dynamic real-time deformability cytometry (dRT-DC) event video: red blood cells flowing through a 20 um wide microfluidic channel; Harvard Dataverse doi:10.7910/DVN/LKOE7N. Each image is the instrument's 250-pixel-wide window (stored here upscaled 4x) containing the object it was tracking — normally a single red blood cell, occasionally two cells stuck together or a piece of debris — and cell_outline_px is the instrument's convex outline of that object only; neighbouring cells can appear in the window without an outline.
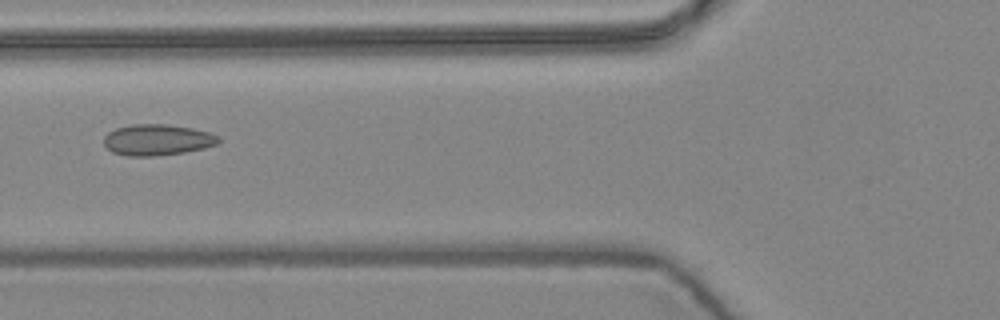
{"species": "common noctule bat (a hibernating species)", "species_latin": "Nyctalus noctula", "temperature_condition": "warm", "stored_images_in_passage": 8, "camera_frame_rate_fps": 3000, "um_per_image_px": 0.085, "animal": {"sex": "female", "body_mass_g": 24.6, "forearm_length_mm": 56.2}, "frame": {"image": 1, "passage_image": 6, "time_ms": 1.667, "image_size_px": [1000, 320], "cell_outline_px": [[220, 140], [216, 144], [204, 148], [184, 152], [152, 156], [128, 156], [112, 152], [104, 144], [104, 136], [108, 132], [116, 128], [132, 124], [168, 124], [192, 128], [208, 132], [220, 136]], "centroid_in_image_um": [13.36, 11.88], "position_along_channel_um": 112.4, "area_um2": 20.75}}
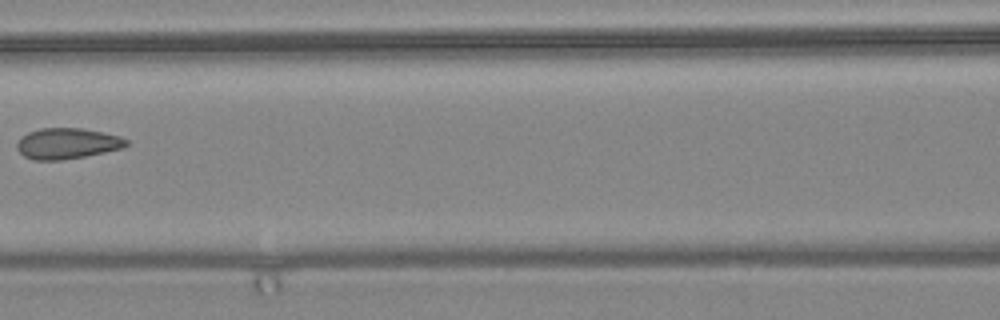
{"frame": {"image": 2, "passage_image": 7, "time_ms": 2.0, "image_size_px": [1000, 320], "cell_outline_px": [[128, 144], [124, 148], [84, 156], [60, 160], [32, 160], [24, 156], [16, 148], [16, 144], [28, 132], [40, 128], [80, 128], [120, 136], [128, 140]], "centroid_in_image_um": [5.71, 12.2], "position_along_channel_um": 160.9, "area_um2": 19.48}}
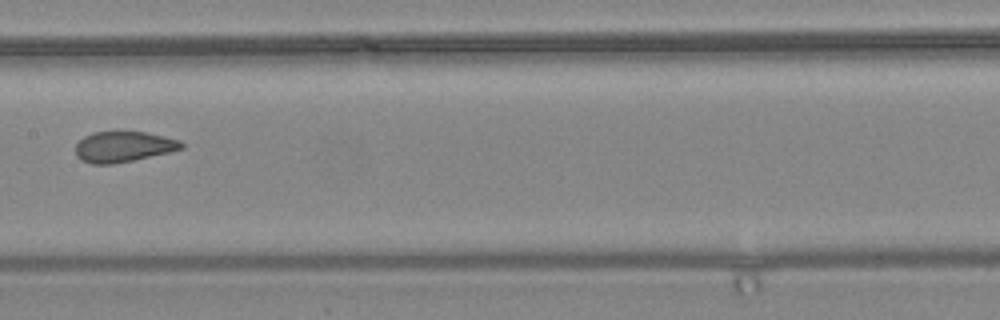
{"frame": {"image": 3, "passage_image": 8, "time_ms": 2.333, "image_size_px": [1000, 320], "cell_outline_px": [[184, 148], [168, 152], [132, 160], [112, 164], [92, 164], [80, 160], [76, 156], [76, 144], [84, 136], [92, 132], [144, 132], [164, 136], [180, 140], [184, 144]], "centroid_in_image_um": [10.47, 12.47], "position_along_channel_um": 196.9, "area_um2": 18.79}}